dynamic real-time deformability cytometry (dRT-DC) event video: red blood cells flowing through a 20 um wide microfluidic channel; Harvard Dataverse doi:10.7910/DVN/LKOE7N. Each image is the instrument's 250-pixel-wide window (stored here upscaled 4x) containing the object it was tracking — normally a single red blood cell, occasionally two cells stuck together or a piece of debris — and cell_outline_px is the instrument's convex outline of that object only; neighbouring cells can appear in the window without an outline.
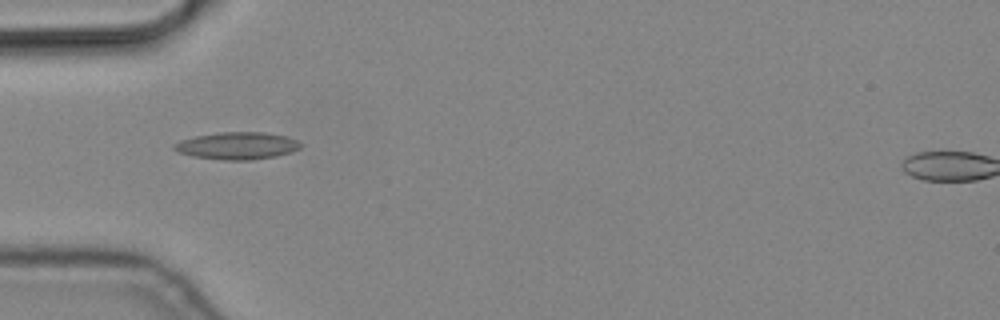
{"species": "common noctule bat (a hibernating species)", "species_latin": "Nyctalus noctula", "temperature_condition": "cold", "stored_images_in_passage": 4, "camera_frame_rate_fps": 3000, "um_per_image_px": 0.085, "animal": {"sex": "male", "body_mass_g": 19.2, "forearm_length_mm": 51.8}, "frame": {"image": 1, "passage_image": 4, "time_ms": 1.0, "image_size_px": [1000, 320], "cell_outline_px": [[300, 148], [276, 156], [252, 160], [224, 160], [192, 156], [176, 152], [172, 148], [172, 144], [180, 140], [196, 136], [220, 132], [264, 132], [288, 136], [296, 140], [300, 144]], "centroid_in_image_um": [20.11, 12.38], "position_along_channel_um": 64.9, "area_um2": 20.11}}